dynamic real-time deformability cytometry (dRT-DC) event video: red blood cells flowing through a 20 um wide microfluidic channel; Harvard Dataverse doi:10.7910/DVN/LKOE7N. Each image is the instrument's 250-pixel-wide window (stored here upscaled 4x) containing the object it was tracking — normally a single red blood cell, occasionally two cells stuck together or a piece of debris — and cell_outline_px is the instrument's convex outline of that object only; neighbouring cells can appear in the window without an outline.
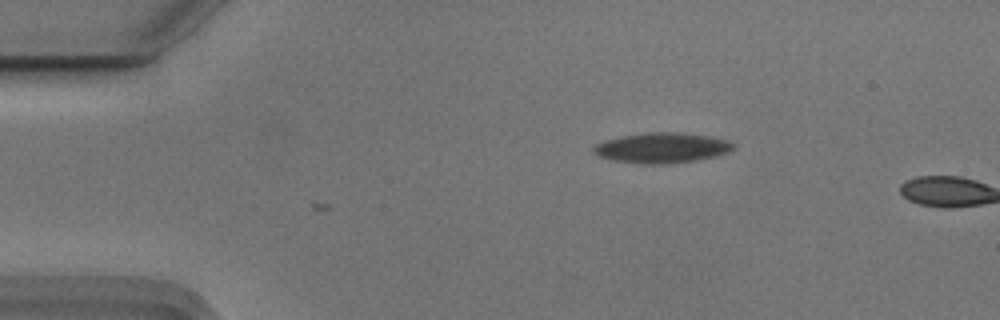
{"species": "Egyptian fruit bat (a non-hibernating species)", "species_latin": "Rousettus aegyptiacus", "temperature_condition": "cold", "stored_images_in_passage": 13, "camera_frame_rate_fps": 3000, "um_per_image_px": 0.085, "animal": {"sex": "male"}, "frame": {"image": 1, "passage_image": 13, "time_ms": 4.0, "image_size_px": [1000, 320], "cell_outline_px": [[736, 148], [728, 152], [716, 156], [696, 160], [664, 164], [640, 164], [616, 160], [600, 156], [592, 152], [592, 148], [596, 144], [608, 140], [624, 136], [652, 132], [676, 132], [704, 136], [728, 140], [736, 144]], "centroid_in_image_um": [56.3, 12.58], "position_along_channel_um": 28.7, "area_um2": 24.28}}